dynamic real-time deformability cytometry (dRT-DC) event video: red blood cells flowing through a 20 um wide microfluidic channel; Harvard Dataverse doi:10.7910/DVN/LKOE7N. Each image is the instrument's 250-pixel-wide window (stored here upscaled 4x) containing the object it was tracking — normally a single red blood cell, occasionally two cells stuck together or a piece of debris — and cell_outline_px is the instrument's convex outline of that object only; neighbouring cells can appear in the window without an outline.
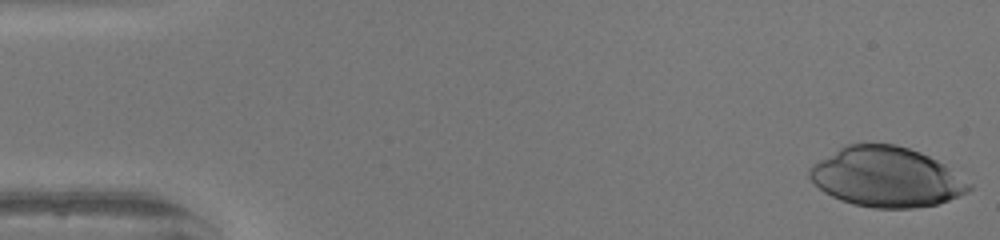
{"species": "human", "species_latin": "Homo sapiens", "temperature_condition": "warm", "stored_images_in_passage": 50, "camera_frame_rate_fps": 3000, "um_per_image_px": 0.085, "donor": {"sex": "female"}, "frame": {"image": 1, "passage_image": 1, "time_ms": 0.0, "image_size_px": [1000, 240], "cell_outline_px": [[972, 188], [968, 192], [948, 200], [936, 204], [912, 208], [872, 208], [852, 204], [840, 200], [824, 192], [808, 176], [808, 168], [812, 164], [840, 148], [848, 144], [896, 144], [920, 152], [944, 164], [972, 184]], "centroid_in_image_um": [75.34, 15.05], "position_along_channel_um": 9.7, "area_um2": 55.37}}